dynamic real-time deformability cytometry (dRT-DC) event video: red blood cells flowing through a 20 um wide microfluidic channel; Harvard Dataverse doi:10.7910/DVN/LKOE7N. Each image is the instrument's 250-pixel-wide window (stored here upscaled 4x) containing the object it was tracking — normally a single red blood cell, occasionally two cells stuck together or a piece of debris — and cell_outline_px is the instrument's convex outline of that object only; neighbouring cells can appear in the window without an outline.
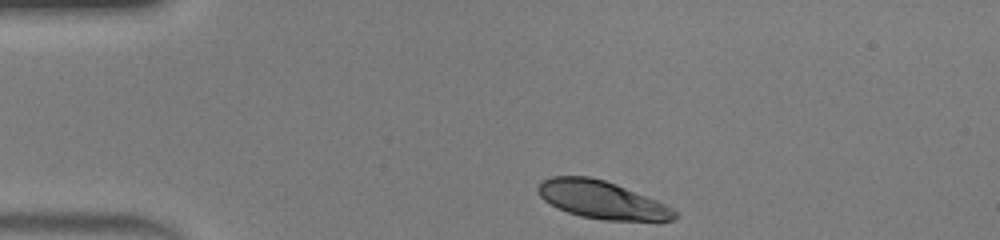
{"species": "human", "species_latin": "Homo sapiens", "temperature_condition": "warm", "stored_images_in_passage": 32, "camera_frame_rate_fps": 3000, "um_per_image_px": 0.085, "donor": {"sex": "male"}, "frame": {"image": 1, "passage_image": 1, "time_ms": 0.0, "image_size_px": [1000, 240], "cell_outline_px": [[676, 216], [672, 220], [604, 220], [580, 216], [568, 212], [544, 200], [540, 196], [536, 188], [540, 180], [552, 176], [588, 176], [604, 180], [616, 184], [656, 200], [672, 208], [676, 212]], "centroid_in_image_um": [51.1, 16.97], "position_along_channel_um": 33.9, "area_um2": 29.71}}
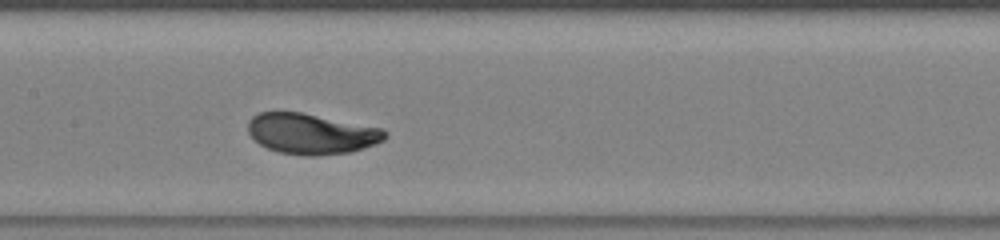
{"frame": {"image": 2, "passage_image": 15, "time_ms": 4.667, "image_size_px": [1000, 240], "cell_outline_px": [[388, 136], [384, 140], [376, 144], [352, 152], [320, 156], [304, 156], [280, 152], [268, 148], [260, 144], [248, 132], [248, 120], [252, 116], [260, 112], [300, 112], [384, 128], [388, 132]], "centroid_in_image_um": [26.51, 11.37], "position_along_channel_um": 180.9, "area_um2": 32.66}}
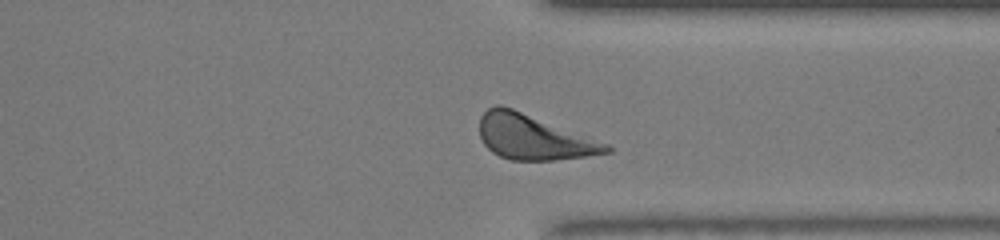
{"frame": {"image": 3, "passage_image": 28, "time_ms": 9.0, "image_size_px": [1000, 240], "cell_outline_px": [[612, 152], [556, 160], [512, 160], [500, 156], [492, 152], [484, 144], [480, 136], [480, 116], [488, 108], [496, 104], [500, 104], [512, 108], [608, 144], [612, 148]], "centroid_in_image_um": [45.31, 11.66], "position_along_channel_um": 366.1, "area_um2": 32.77}, "authors_computed_cell_mechanics": {"area_um2": 32.3391, "velocity_mm_per_s": 4.271, "shape_relaxation_time_tau1_ms": 2.413, "shape_relaxation_time_tau2_ms": null, "deformation_change_tau1": 0.1768, "deformation_change_tau2": null}}